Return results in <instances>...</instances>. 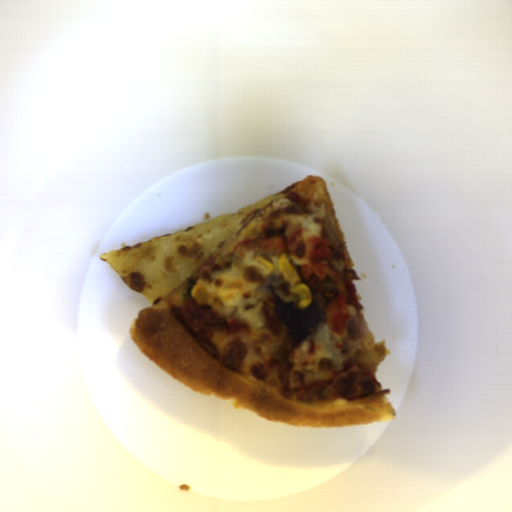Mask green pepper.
Returning a JSON list of instances; mask_svg holds the SVG:
<instances>
[{
	"mask_svg": "<svg viewBox=\"0 0 512 512\" xmlns=\"http://www.w3.org/2000/svg\"><path fill=\"white\" fill-rule=\"evenodd\" d=\"M329 325L323 320L316 325L314 331L310 333L311 338L323 344L326 350L332 355L335 363L342 364V357L339 353V350L335 344V342L331 341L329 333H330Z\"/></svg>",
	"mask_w": 512,
	"mask_h": 512,
	"instance_id": "1",
	"label": "green pepper"
},
{
	"mask_svg": "<svg viewBox=\"0 0 512 512\" xmlns=\"http://www.w3.org/2000/svg\"><path fill=\"white\" fill-rule=\"evenodd\" d=\"M187 283H188V289L185 293L182 294V300H189L192 297V290L193 288L196 286L195 284V278L194 277H189L187 279Z\"/></svg>",
	"mask_w": 512,
	"mask_h": 512,
	"instance_id": "3",
	"label": "green pepper"
},
{
	"mask_svg": "<svg viewBox=\"0 0 512 512\" xmlns=\"http://www.w3.org/2000/svg\"><path fill=\"white\" fill-rule=\"evenodd\" d=\"M218 270L211 273V278L216 279L219 275L226 271L233 270L243 263V260L235 253H227L218 255L217 258Z\"/></svg>",
	"mask_w": 512,
	"mask_h": 512,
	"instance_id": "2",
	"label": "green pepper"
}]
</instances>
